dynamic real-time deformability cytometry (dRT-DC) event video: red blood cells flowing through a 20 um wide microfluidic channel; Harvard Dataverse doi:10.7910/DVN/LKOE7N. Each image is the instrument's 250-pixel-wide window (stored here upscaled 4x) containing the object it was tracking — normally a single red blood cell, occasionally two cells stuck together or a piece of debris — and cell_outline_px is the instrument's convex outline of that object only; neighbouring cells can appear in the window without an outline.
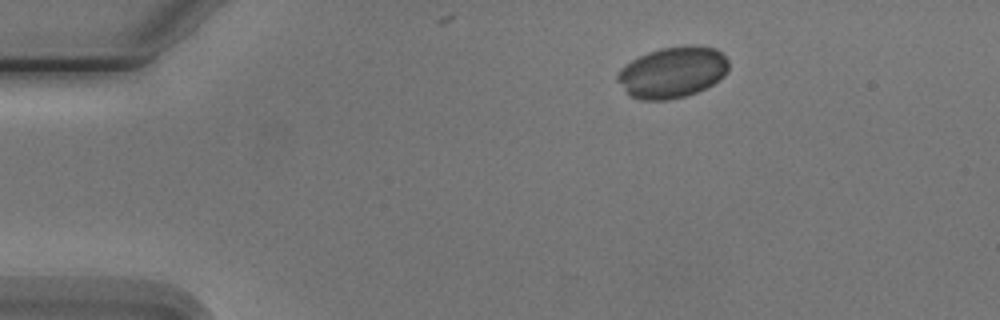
{"species": "Egyptian fruit bat (a non-hibernating species)", "species_latin": "Rousettus aegyptiacus", "temperature_condition": "cold", "stored_images_in_passage": 5, "camera_frame_rate_fps": 3000, "um_per_image_px": 0.085, "animal": {"sex": "male"}, "frame": {"image": 1, "passage_image": 5, "time_ms": 4.667, "image_size_px": [1000, 320], "cell_outline_px": [[728, 68], [724, 76], [712, 84], [696, 92], [684, 96], [668, 100], [640, 100], [628, 96], [616, 80], [616, 76], [620, 68], [624, 64], [648, 52], [664, 48], [684, 44], [696, 44], [716, 48], [728, 60]], "centroid_in_image_um": [57.13, 6.14], "position_along_channel_um": 27.9, "area_um2": 33.41}}